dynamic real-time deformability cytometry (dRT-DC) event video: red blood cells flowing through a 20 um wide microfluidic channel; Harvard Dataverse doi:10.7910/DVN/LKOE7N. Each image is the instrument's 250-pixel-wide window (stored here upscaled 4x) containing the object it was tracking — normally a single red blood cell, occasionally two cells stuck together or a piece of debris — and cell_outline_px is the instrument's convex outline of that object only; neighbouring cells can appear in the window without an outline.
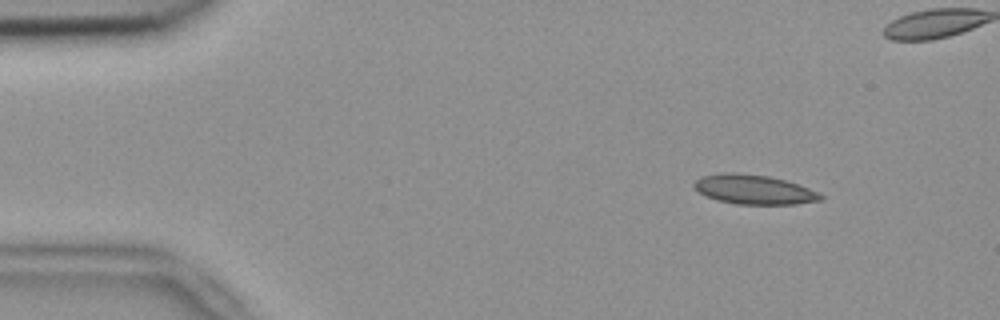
{"species": "common noctule bat (a hibernating species)", "species_latin": "Nyctalus noctula", "temperature_condition": "room temperature", "stored_images_in_passage": 7, "camera_frame_rate_fps": 3000, "um_per_image_px": 0.085, "animal": {"sex": "female", "body_mass_g": 18.4}, "frame": {"image": 1, "passage_image": 2, "time_ms": 0.333, "image_size_px": [1000, 320], "cell_outline_px": [[824, 196], [820, 200], [796, 204], [736, 204], [716, 200], [700, 192], [692, 184], [700, 176], [720, 172], [736, 172], [768, 176], [784, 180], [808, 188]], "centroid_in_image_um": [64.03, 16.1], "position_along_channel_um": 21.0, "area_um2": 21.56}}